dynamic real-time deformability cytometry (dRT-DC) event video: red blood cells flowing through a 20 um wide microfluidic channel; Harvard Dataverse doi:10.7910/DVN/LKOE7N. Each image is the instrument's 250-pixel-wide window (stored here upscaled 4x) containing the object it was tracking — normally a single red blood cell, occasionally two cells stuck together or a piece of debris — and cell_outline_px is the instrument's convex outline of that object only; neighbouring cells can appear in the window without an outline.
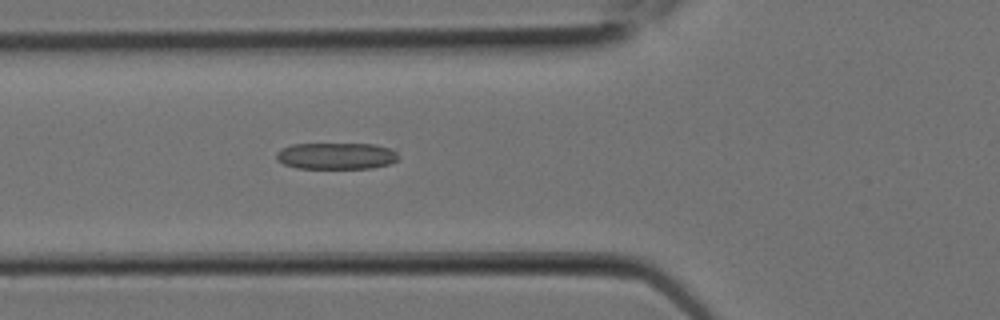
{"species": "Egyptian fruit bat (a non-hibernating species)", "species_latin": "Rousettus aegyptiacus", "temperature_condition": "room temperature", "stored_images_in_passage": 7, "camera_frame_rate_fps": 3000, "um_per_image_px": 0.085, "animal": {"sex": "female"}, "frame": {"image": 1, "passage_image": 7, "time_ms": 2.0, "image_size_px": [1000, 320], "cell_outline_px": [[400, 160], [388, 164], [372, 168], [296, 168], [284, 164], [276, 160], [276, 152], [280, 148], [292, 144], [376, 144], [388, 148], [396, 152]], "centroid_in_image_um": [28.56, 13.25], "position_along_channel_um": 97.2, "area_um2": 19.02}}